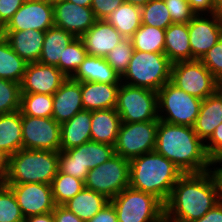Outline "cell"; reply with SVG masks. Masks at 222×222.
Masks as SVG:
<instances>
[{"label":"cell","instance_id":"1","mask_svg":"<svg viewBox=\"0 0 222 222\" xmlns=\"http://www.w3.org/2000/svg\"><path fill=\"white\" fill-rule=\"evenodd\" d=\"M214 182L208 171L183 174L165 203V222H191L217 204Z\"/></svg>","mask_w":222,"mask_h":222},{"label":"cell","instance_id":"2","mask_svg":"<svg viewBox=\"0 0 222 222\" xmlns=\"http://www.w3.org/2000/svg\"><path fill=\"white\" fill-rule=\"evenodd\" d=\"M155 152L170 160L183 174L206 172L212 163L205 143L193 127L159 120Z\"/></svg>","mask_w":222,"mask_h":222},{"label":"cell","instance_id":"3","mask_svg":"<svg viewBox=\"0 0 222 222\" xmlns=\"http://www.w3.org/2000/svg\"><path fill=\"white\" fill-rule=\"evenodd\" d=\"M183 173L166 157L152 151L130 160V187L150 193L164 204Z\"/></svg>","mask_w":222,"mask_h":222},{"label":"cell","instance_id":"4","mask_svg":"<svg viewBox=\"0 0 222 222\" xmlns=\"http://www.w3.org/2000/svg\"><path fill=\"white\" fill-rule=\"evenodd\" d=\"M59 168V152L20 149L7 158L4 184L44 183L51 185Z\"/></svg>","mask_w":222,"mask_h":222},{"label":"cell","instance_id":"5","mask_svg":"<svg viewBox=\"0 0 222 222\" xmlns=\"http://www.w3.org/2000/svg\"><path fill=\"white\" fill-rule=\"evenodd\" d=\"M172 63L164 53L134 50L121 82L158 91L170 81Z\"/></svg>","mask_w":222,"mask_h":222},{"label":"cell","instance_id":"6","mask_svg":"<svg viewBox=\"0 0 222 222\" xmlns=\"http://www.w3.org/2000/svg\"><path fill=\"white\" fill-rule=\"evenodd\" d=\"M109 202L118 222H165V204L150 193L128 186Z\"/></svg>","mask_w":222,"mask_h":222},{"label":"cell","instance_id":"7","mask_svg":"<svg viewBox=\"0 0 222 222\" xmlns=\"http://www.w3.org/2000/svg\"><path fill=\"white\" fill-rule=\"evenodd\" d=\"M158 119L167 123L193 127L199 115L201 99L179 89L170 81L158 91Z\"/></svg>","mask_w":222,"mask_h":222},{"label":"cell","instance_id":"8","mask_svg":"<svg viewBox=\"0 0 222 222\" xmlns=\"http://www.w3.org/2000/svg\"><path fill=\"white\" fill-rule=\"evenodd\" d=\"M114 155V146L90 140L78 147L59 151L58 170L85 182L89 170L100 166Z\"/></svg>","mask_w":222,"mask_h":222},{"label":"cell","instance_id":"9","mask_svg":"<svg viewBox=\"0 0 222 222\" xmlns=\"http://www.w3.org/2000/svg\"><path fill=\"white\" fill-rule=\"evenodd\" d=\"M116 111L121 118V122L159 121L157 92L121 82Z\"/></svg>","mask_w":222,"mask_h":222},{"label":"cell","instance_id":"10","mask_svg":"<svg viewBox=\"0 0 222 222\" xmlns=\"http://www.w3.org/2000/svg\"><path fill=\"white\" fill-rule=\"evenodd\" d=\"M85 187L111 200L130 185V160L115 154L108 161L89 170Z\"/></svg>","mask_w":222,"mask_h":222},{"label":"cell","instance_id":"11","mask_svg":"<svg viewBox=\"0 0 222 222\" xmlns=\"http://www.w3.org/2000/svg\"><path fill=\"white\" fill-rule=\"evenodd\" d=\"M170 82L198 99L216 92L217 79L200 60L181 61L171 66Z\"/></svg>","mask_w":222,"mask_h":222},{"label":"cell","instance_id":"12","mask_svg":"<svg viewBox=\"0 0 222 222\" xmlns=\"http://www.w3.org/2000/svg\"><path fill=\"white\" fill-rule=\"evenodd\" d=\"M159 121L121 122L115 154L128 160L154 151Z\"/></svg>","mask_w":222,"mask_h":222},{"label":"cell","instance_id":"13","mask_svg":"<svg viewBox=\"0 0 222 222\" xmlns=\"http://www.w3.org/2000/svg\"><path fill=\"white\" fill-rule=\"evenodd\" d=\"M23 149L60 151L61 127L53 118L22 116Z\"/></svg>","mask_w":222,"mask_h":222},{"label":"cell","instance_id":"14","mask_svg":"<svg viewBox=\"0 0 222 222\" xmlns=\"http://www.w3.org/2000/svg\"><path fill=\"white\" fill-rule=\"evenodd\" d=\"M192 60H200L222 37V13L196 14L188 22Z\"/></svg>","mask_w":222,"mask_h":222},{"label":"cell","instance_id":"15","mask_svg":"<svg viewBox=\"0 0 222 222\" xmlns=\"http://www.w3.org/2000/svg\"><path fill=\"white\" fill-rule=\"evenodd\" d=\"M55 26L53 4L44 1L25 0L3 31L38 30L46 32Z\"/></svg>","mask_w":222,"mask_h":222},{"label":"cell","instance_id":"16","mask_svg":"<svg viewBox=\"0 0 222 222\" xmlns=\"http://www.w3.org/2000/svg\"><path fill=\"white\" fill-rule=\"evenodd\" d=\"M6 185L12 189L24 218L52 212L56 206L51 185L34 182Z\"/></svg>","mask_w":222,"mask_h":222},{"label":"cell","instance_id":"17","mask_svg":"<svg viewBox=\"0 0 222 222\" xmlns=\"http://www.w3.org/2000/svg\"><path fill=\"white\" fill-rule=\"evenodd\" d=\"M54 24L56 27L80 38L96 22L91 7L74 4L68 0H56L53 3Z\"/></svg>","mask_w":222,"mask_h":222},{"label":"cell","instance_id":"18","mask_svg":"<svg viewBox=\"0 0 222 222\" xmlns=\"http://www.w3.org/2000/svg\"><path fill=\"white\" fill-rule=\"evenodd\" d=\"M66 79L56 66L28 63L20 83L21 93L53 95Z\"/></svg>","mask_w":222,"mask_h":222},{"label":"cell","instance_id":"19","mask_svg":"<svg viewBox=\"0 0 222 222\" xmlns=\"http://www.w3.org/2000/svg\"><path fill=\"white\" fill-rule=\"evenodd\" d=\"M52 118L63 124L84 110L82 103L81 82L67 78L60 88L52 95Z\"/></svg>","mask_w":222,"mask_h":222},{"label":"cell","instance_id":"20","mask_svg":"<svg viewBox=\"0 0 222 222\" xmlns=\"http://www.w3.org/2000/svg\"><path fill=\"white\" fill-rule=\"evenodd\" d=\"M80 38L84 43L87 55L105 58L124 37L103 19L96 20L95 24Z\"/></svg>","mask_w":222,"mask_h":222},{"label":"cell","instance_id":"21","mask_svg":"<svg viewBox=\"0 0 222 222\" xmlns=\"http://www.w3.org/2000/svg\"><path fill=\"white\" fill-rule=\"evenodd\" d=\"M3 37L9 42L11 48L27 63L38 62L45 32L34 29L3 31Z\"/></svg>","mask_w":222,"mask_h":222},{"label":"cell","instance_id":"22","mask_svg":"<svg viewBox=\"0 0 222 222\" xmlns=\"http://www.w3.org/2000/svg\"><path fill=\"white\" fill-rule=\"evenodd\" d=\"M120 85L121 84L81 82L84 110L95 111L116 108Z\"/></svg>","mask_w":222,"mask_h":222},{"label":"cell","instance_id":"23","mask_svg":"<svg viewBox=\"0 0 222 222\" xmlns=\"http://www.w3.org/2000/svg\"><path fill=\"white\" fill-rule=\"evenodd\" d=\"M92 111L82 110L60 125V151L78 147L91 140Z\"/></svg>","mask_w":222,"mask_h":222},{"label":"cell","instance_id":"24","mask_svg":"<svg viewBox=\"0 0 222 222\" xmlns=\"http://www.w3.org/2000/svg\"><path fill=\"white\" fill-rule=\"evenodd\" d=\"M221 123L222 97L216 91L202 100L193 128L197 136L205 143Z\"/></svg>","mask_w":222,"mask_h":222},{"label":"cell","instance_id":"25","mask_svg":"<svg viewBox=\"0 0 222 222\" xmlns=\"http://www.w3.org/2000/svg\"><path fill=\"white\" fill-rule=\"evenodd\" d=\"M79 82L121 84L120 75L106 62L105 58L87 55L71 77Z\"/></svg>","mask_w":222,"mask_h":222},{"label":"cell","instance_id":"26","mask_svg":"<svg viewBox=\"0 0 222 222\" xmlns=\"http://www.w3.org/2000/svg\"><path fill=\"white\" fill-rule=\"evenodd\" d=\"M120 125L121 118L116 108L92 111L91 140L114 146Z\"/></svg>","mask_w":222,"mask_h":222},{"label":"cell","instance_id":"27","mask_svg":"<svg viewBox=\"0 0 222 222\" xmlns=\"http://www.w3.org/2000/svg\"><path fill=\"white\" fill-rule=\"evenodd\" d=\"M164 54L172 64L192 60L188 23H173L165 30Z\"/></svg>","mask_w":222,"mask_h":222},{"label":"cell","instance_id":"28","mask_svg":"<svg viewBox=\"0 0 222 222\" xmlns=\"http://www.w3.org/2000/svg\"><path fill=\"white\" fill-rule=\"evenodd\" d=\"M22 148L21 111L0 115V152L8 158Z\"/></svg>","mask_w":222,"mask_h":222},{"label":"cell","instance_id":"29","mask_svg":"<svg viewBox=\"0 0 222 222\" xmlns=\"http://www.w3.org/2000/svg\"><path fill=\"white\" fill-rule=\"evenodd\" d=\"M75 37L68 31L53 26L45 32L39 63L53 65L59 69V60H63L66 46Z\"/></svg>","mask_w":222,"mask_h":222},{"label":"cell","instance_id":"30","mask_svg":"<svg viewBox=\"0 0 222 222\" xmlns=\"http://www.w3.org/2000/svg\"><path fill=\"white\" fill-rule=\"evenodd\" d=\"M108 202L109 199L104 195L84 187L81 192L66 202L64 206L80 219L88 221L89 219H92Z\"/></svg>","mask_w":222,"mask_h":222},{"label":"cell","instance_id":"31","mask_svg":"<svg viewBox=\"0 0 222 222\" xmlns=\"http://www.w3.org/2000/svg\"><path fill=\"white\" fill-rule=\"evenodd\" d=\"M105 20L118 30L124 38H131L142 25L141 7L123 2Z\"/></svg>","mask_w":222,"mask_h":222},{"label":"cell","instance_id":"32","mask_svg":"<svg viewBox=\"0 0 222 222\" xmlns=\"http://www.w3.org/2000/svg\"><path fill=\"white\" fill-rule=\"evenodd\" d=\"M27 62L22 59L4 38H0V78L21 83Z\"/></svg>","mask_w":222,"mask_h":222},{"label":"cell","instance_id":"33","mask_svg":"<svg viewBox=\"0 0 222 222\" xmlns=\"http://www.w3.org/2000/svg\"><path fill=\"white\" fill-rule=\"evenodd\" d=\"M134 50L164 53L165 29L141 25L131 37Z\"/></svg>","mask_w":222,"mask_h":222},{"label":"cell","instance_id":"34","mask_svg":"<svg viewBox=\"0 0 222 222\" xmlns=\"http://www.w3.org/2000/svg\"><path fill=\"white\" fill-rule=\"evenodd\" d=\"M21 116L52 118L53 97L47 94L21 93Z\"/></svg>","mask_w":222,"mask_h":222},{"label":"cell","instance_id":"35","mask_svg":"<svg viewBox=\"0 0 222 222\" xmlns=\"http://www.w3.org/2000/svg\"><path fill=\"white\" fill-rule=\"evenodd\" d=\"M51 187L55 204L64 205L84 189L85 183L58 170L56 176L53 178Z\"/></svg>","mask_w":222,"mask_h":222},{"label":"cell","instance_id":"36","mask_svg":"<svg viewBox=\"0 0 222 222\" xmlns=\"http://www.w3.org/2000/svg\"><path fill=\"white\" fill-rule=\"evenodd\" d=\"M141 22L143 25L167 29L173 21L164 0H150L141 7Z\"/></svg>","mask_w":222,"mask_h":222},{"label":"cell","instance_id":"37","mask_svg":"<svg viewBox=\"0 0 222 222\" xmlns=\"http://www.w3.org/2000/svg\"><path fill=\"white\" fill-rule=\"evenodd\" d=\"M87 56L81 38H74L64 49L63 60H59V70L67 77H72Z\"/></svg>","mask_w":222,"mask_h":222},{"label":"cell","instance_id":"38","mask_svg":"<svg viewBox=\"0 0 222 222\" xmlns=\"http://www.w3.org/2000/svg\"><path fill=\"white\" fill-rule=\"evenodd\" d=\"M24 220L12 189L0 182V222H24Z\"/></svg>","mask_w":222,"mask_h":222},{"label":"cell","instance_id":"39","mask_svg":"<svg viewBox=\"0 0 222 222\" xmlns=\"http://www.w3.org/2000/svg\"><path fill=\"white\" fill-rule=\"evenodd\" d=\"M133 52L131 38H122L120 43L107 54L105 60L121 77L127 70Z\"/></svg>","mask_w":222,"mask_h":222},{"label":"cell","instance_id":"40","mask_svg":"<svg viewBox=\"0 0 222 222\" xmlns=\"http://www.w3.org/2000/svg\"><path fill=\"white\" fill-rule=\"evenodd\" d=\"M20 83L0 78V115L20 110Z\"/></svg>","mask_w":222,"mask_h":222},{"label":"cell","instance_id":"41","mask_svg":"<svg viewBox=\"0 0 222 222\" xmlns=\"http://www.w3.org/2000/svg\"><path fill=\"white\" fill-rule=\"evenodd\" d=\"M200 61L217 80L222 78V37L202 56Z\"/></svg>","mask_w":222,"mask_h":222},{"label":"cell","instance_id":"42","mask_svg":"<svg viewBox=\"0 0 222 222\" xmlns=\"http://www.w3.org/2000/svg\"><path fill=\"white\" fill-rule=\"evenodd\" d=\"M173 23H188L196 13L187 0H164Z\"/></svg>","mask_w":222,"mask_h":222},{"label":"cell","instance_id":"43","mask_svg":"<svg viewBox=\"0 0 222 222\" xmlns=\"http://www.w3.org/2000/svg\"><path fill=\"white\" fill-rule=\"evenodd\" d=\"M205 149L212 161L222 160V123L205 142Z\"/></svg>","mask_w":222,"mask_h":222},{"label":"cell","instance_id":"44","mask_svg":"<svg viewBox=\"0 0 222 222\" xmlns=\"http://www.w3.org/2000/svg\"><path fill=\"white\" fill-rule=\"evenodd\" d=\"M124 0H92L91 9L97 20L106 19Z\"/></svg>","mask_w":222,"mask_h":222},{"label":"cell","instance_id":"45","mask_svg":"<svg viewBox=\"0 0 222 222\" xmlns=\"http://www.w3.org/2000/svg\"><path fill=\"white\" fill-rule=\"evenodd\" d=\"M25 0H0V27L3 29Z\"/></svg>","mask_w":222,"mask_h":222},{"label":"cell","instance_id":"46","mask_svg":"<svg viewBox=\"0 0 222 222\" xmlns=\"http://www.w3.org/2000/svg\"><path fill=\"white\" fill-rule=\"evenodd\" d=\"M207 171L215 185L217 202L222 204V160L212 161L211 166Z\"/></svg>","mask_w":222,"mask_h":222},{"label":"cell","instance_id":"47","mask_svg":"<svg viewBox=\"0 0 222 222\" xmlns=\"http://www.w3.org/2000/svg\"><path fill=\"white\" fill-rule=\"evenodd\" d=\"M86 222H118L114 206L108 202L92 219Z\"/></svg>","mask_w":222,"mask_h":222},{"label":"cell","instance_id":"48","mask_svg":"<svg viewBox=\"0 0 222 222\" xmlns=\"http://www.w3.org/2000/svg\"><path fill=\"white\" fill-rule=\"evenodd\" d=\"M52 213L55 222H86L67 209L64 205H56Z\"/></svg>","mask_w":222,"mask_h":222},{"label":"cell","instance_id":"49","mask_svg":"<svg viewBox=\"0 0 222 222\" xmlns=\"http://www.w3.org/2000/svg\"><path fill=\"white\" fill-rule=\"evenodd\" d=\"M187 2L196 14H213L219 12L211 0H187Z\"/></svg>","mask_w":222,"mask_h":222},{"label":"cell","instance_id":"50","mask_svg":"<svg viewBox=\"0 0 222 222\" xmlns=\"http://www.w3.org/2000/svg\"><path fill=\"white\" fill-rule=\"evenodd\" d=\"M191 222H222V204L217 203L202 218Z\"/></svg>","mask_w":222,"mask_h":222},{"label":"cell","instance_id":"51","mask_svg":"<svg viewBox=\"0 0 222 222\" xmlns=\"http://www.w3.org/2000/svg\"><path fill=\"white\" fill-rule=\"evenodd\" d=\"M24 222H55L52 212L25 218Z\"/></svg>","mask_w":222,"mask_h":222},{"label":"cell","instance_id":"52","mask_svg":"<svg viewBox=\"0 0 222 222\" xmlns=\"http://www.w3.org/2000/svg\"><path fill=\"white\" fill-rule=\"evenodd\" d=\"M7 158L0 152V182H2L6 171Z\"/></svg>","mask_w":222,"mask_h":222},{"label":"cell","instance_id":"53","mask_svg":"<svg viewBox=\"0 0 222 222\" xmlns=\"http://www.w3.org/2000/svg\"><path fill=\"white\" fill-rule=\"evenodd\" d=\"M68 1L84 7H91L92 5V0H68Z\"/></svg>","mask_w":222,"mask_h":222},{"label":"cell","instance_id":"54","mask_svg":"<svg viewBox=\"0 0 222 222\" xmlns=\"http://www.w3.org/2000/svg\"><path fill=\"white\" fill-rule=\"evenodd\" d=\"M149 1L150 0H124V2L130 3L132 5H136V6H139V7L144 6Z\"/></svg>","mask_w":222,"mask_h":222},{"label":"cell","instance_id":"55","mask_svg":"<svg viewBox=\"0 0 222 222\" xmlns=\"http://www.w3.org/2000/svg\"><path fill=\"white\" fill-rule=\"evenodd\" d=\"M211 2L219 12H222V0H211Z\"/></svg>","mask_w":222,"mask_h":222},{"label":"cell","instance_id":"56","mask_svg":"<svg viewBox=\"0 0 222 222\" xmlns=\"http://www.w3.org/2000/svg\"><path fill=\"white\" fill-rule=\"evenodd\" d=\"M216 91L222 97V78L217 80V89H216Z\"/></svg>","mask_w":222,"mask_h":222},{"label":"cell","instance_id":"57","mask_svg":"<svg viewBox=\"0 0 222 222\" xmlns=\"http://www.w3.org/2000/svg\"><path fill=\"white\" fill-rule=\"evenodd\" d=\"M36 1H44V2H49L53 4L56 0H36Z\"/></svg>","mask_w":222,"mask_h":222},{"label":"cell","instance_id":"58","mask_svg":"<svg viewBox=\"0 0 222 222\" xmlns=\"http://www.w3.org/2000/svg\"><path fill=\"white\" fill-rule=\"evenodd\" d=\"M3 37V29L0 27V38Z\"/></svg>","mask_w":222,"mask_h":222}]
</instances>
